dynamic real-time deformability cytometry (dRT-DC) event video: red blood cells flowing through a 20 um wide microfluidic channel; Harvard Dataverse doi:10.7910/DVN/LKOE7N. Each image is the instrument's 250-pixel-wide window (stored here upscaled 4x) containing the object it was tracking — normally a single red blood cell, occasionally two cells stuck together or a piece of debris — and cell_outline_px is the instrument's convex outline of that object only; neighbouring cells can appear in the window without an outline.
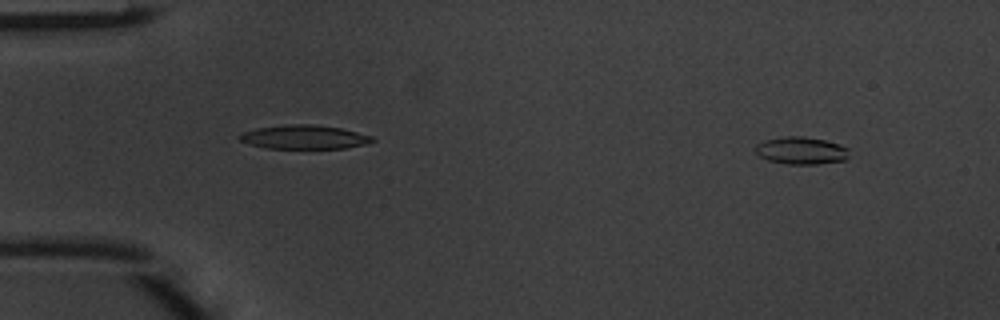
{"species": "common noctule bat (a hibernating species)", "species_latin": "Nyctalus noctula", "temperature_condition": "warm", "stored_images_in_passage": 49, "camera_frame_rate_fps": 3000, "um_per_image_px": 0.085, "animal": {"sex": "male", "body_mass_g": 20.1, "forearm_length_mm": 53.5}, "frame": {"image": 1, "passage_image": 5, "time_ms": 1.333, "image_size_px": [1000, 320], "cell_outline_px": [[848, 156], [844, 160], [816, 164], [788, 164], [768, 160], [756, 156], [752, 148], [756, 144], [764, 140], [784, 136], [804, 136], [824, 140], [848, 148]], "centroid_in_image_um": [68.0, 12.8], "position_along_channel_um": 17.0, "area_um2": 15.09}}
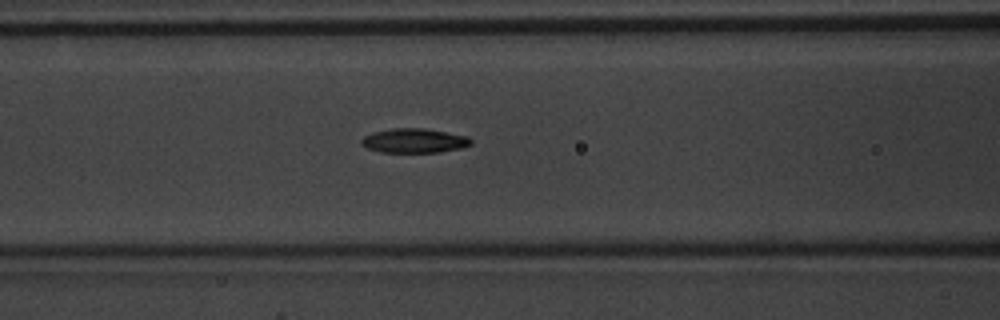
{"frame": {"image": 2, "passage_image": 21, "time_ms": 6.667, "image_size_px": [1000, 320], "cell_outline_px": [[472, 144], [460, 148], [440, 152], [380, 152], [368, 148], [360, 144], [360, 140], [364, 136], [372, 132], [392, 128], [424, 128], [468, 136], [472, 140]], "centroid_in_image_um": [35.19, 11.95], "position_along_channel_um": 131.4, "area_um2": 15.61}}
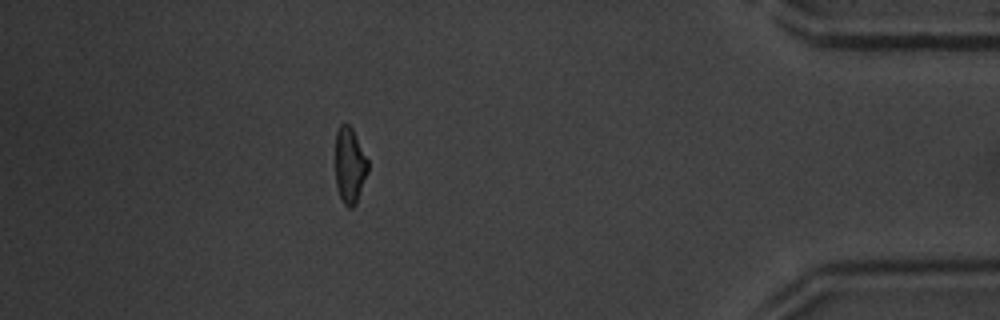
{"frame": {"image": 3, "passage_image": 44, "time_ms": 14.333, "image_size_px": [1000, 320], "cell_outline_px": [[368, 172], [356, 204], [352, 208], [348, 208], [344, 204], [336, 188], [336, 132], [340, 124], [348, 124], [352, 128], [368, 160]], "centroid_in_image_um": [29.73, 14.08], "position_along_channel_um": 405.5, "area_um2": 14.39}, "authors_computed_cell_mechanics": {"area_um2": 15.0858, "velocity_mm_per_s": 4.14, "shape_relaxation_time_tau1_ms": 3.9084, "shape_relaxation_time_tau2_ms": 4.0405, "deformation_change_tau1": 0.1935, "deformation_change_tau2": 0.1371}}